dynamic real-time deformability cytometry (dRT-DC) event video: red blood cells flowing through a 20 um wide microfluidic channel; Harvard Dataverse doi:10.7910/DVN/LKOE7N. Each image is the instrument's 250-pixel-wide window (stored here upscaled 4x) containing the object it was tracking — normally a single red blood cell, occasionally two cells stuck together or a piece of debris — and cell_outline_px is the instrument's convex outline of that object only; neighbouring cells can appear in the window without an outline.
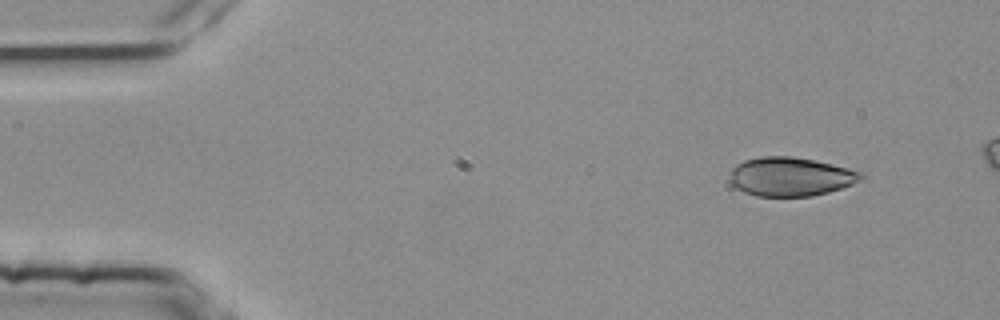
{"species": "common noctule bat (a hibernating species)", "species_latin": "Nyctalus noctula", "temperature_condition": "room temperature", "stored_images_in_passage": 4, "camera_frame_rate_fps": 3000, "um_per_image_px": 0.085, "animal": {"sex": "female", "body_mass_g": 25.1}, "frame": {"image": 1, "passage_image": 1, "time_ms": 0.0, "image_size_px": [1000, 320], "cell_outline_px": [[864, 176], [852, 184], [828, 192], [812, 196], [756, 196], [744, 192], [736, 188], [728, 180], [732, 168], [736, 164], [744, 160], [760, 156], [792, 156], [812, 160], [860, 172]], "centroid_in_image_um": [67.1, 15.02], "position_along_channel_um": 17.9, "area_um2": 29.42}}